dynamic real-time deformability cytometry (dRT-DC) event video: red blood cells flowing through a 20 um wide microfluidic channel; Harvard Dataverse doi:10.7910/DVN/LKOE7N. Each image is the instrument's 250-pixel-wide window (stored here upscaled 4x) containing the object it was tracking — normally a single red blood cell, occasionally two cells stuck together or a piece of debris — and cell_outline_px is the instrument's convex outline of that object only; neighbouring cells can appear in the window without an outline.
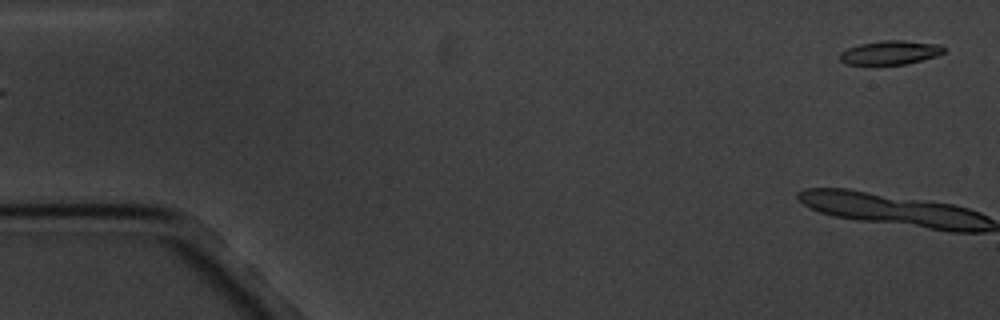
{"species": "common noctule bat (a hibernating species)", "species_latin": "Nyctalus noctula", "temperature_condition": "cold", "stored_images_in_passage": 5, "segment_of_instrument_passage": [2, 2], "camera_frame_rate_fps": 3000, "um_per_image_px": 0.085, "animal": {"sex": "male", "body_mass_g": 20.1, "forearm_length_mm": 53.5}, "frame": {"image": 1, "passage_image": 5, "time_ms": 5.667, "image_size_px": [1000, 320], "cell_outline_px": [[948, 48], [944, 52], [936, 56], [904, 64], [844, 64], [840, 60], [840, 52], [848, 48], [860, 44], [884, 40], [904, 40], [940, 44]], "centroid_in_image_um": [75.7, 4.45], "position_along_channel_um": 9.3, "area_um2": 14.45}}